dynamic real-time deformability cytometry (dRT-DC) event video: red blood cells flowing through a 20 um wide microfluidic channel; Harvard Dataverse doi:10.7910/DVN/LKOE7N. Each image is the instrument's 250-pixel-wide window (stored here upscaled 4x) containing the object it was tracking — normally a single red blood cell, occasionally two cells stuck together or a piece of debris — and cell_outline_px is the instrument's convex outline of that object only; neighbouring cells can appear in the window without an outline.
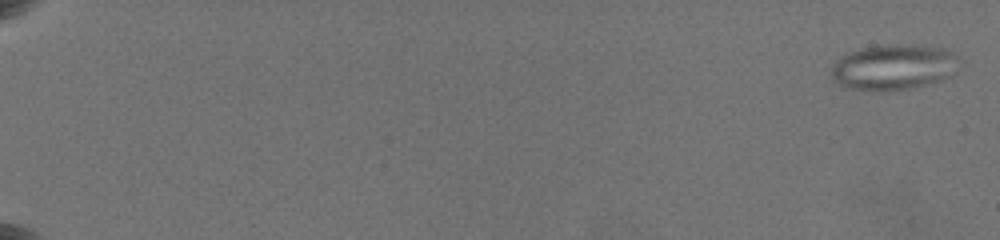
{"species": "common noctule bat (a hibernating species)", "species_latin": "Nyctalus noctula", "temperature_condition": "warm", "stored_images_in_passage": 46, "camera_frame_rate_fps": 3000, "um_per_image_px": 0.085, "animal": {"sex": "female", "body_mass_g": 19.5, "forearm_length_mm": 54.1}, "frame": {"image": 1, "passage_image": 2, "time_ms": 0.333, "image_size_px": [1000, 240], "cell_outline_px": [[956, 56], [952, 76], [940, 80], [912, 88], [880, 92], [840, 88], [832, 80], [832, 64], [840, 56], [848, 52], [860, 48], [888, 44], [908, 44], [944, 48], [952, 52]], "centroid_in_image_um": [75.84, 5.72], "position_along_channel_um": 9.2, "area_um2": 34.33}}
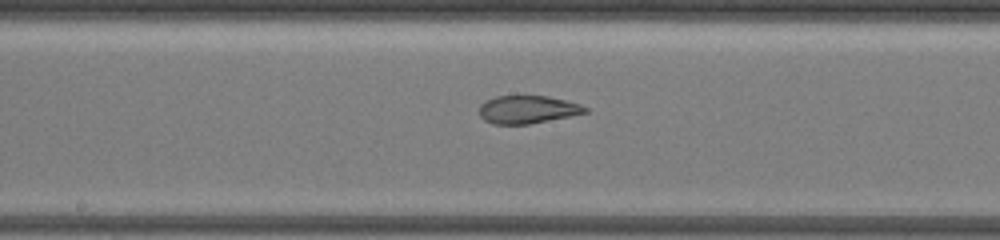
{"frame": {"image": 2, "passage_image": 27, "time_ms": 11.667, "image_size_px": [1000, 240], "cell_outline_px": [[588, 112], [528, 124], [492, 124], [484, 120], [480, 116], [480, 104], [484, 100], [496, 96], [548, 96], [580, 104], [588, 108]], "centroid_in_image_um": [44.8, 9.3], "position_along_channel_um": 203.4, "area_um2": 17.11}}
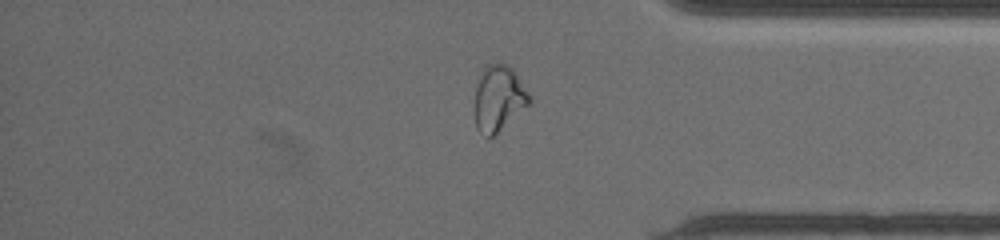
{"frame": {"image": 3, "passage_image": 40, "time_ms": 17.0, "image_size_px": [1000, 240], "cell_outline_px": [[532, 100], [528, 104], [492, 136], [488, 136], [480, 132], [476, 128], [472, 104], [476, 84], [484, 68], [488, 64], [508, 64], [512, 68], [532, 96]], "centroid_in_image_um": [42.34, 8.33], "position_along_channel_um": 392.9, "area_um2": 20.92}, "authors_computed_cell_mechanics": {"area_um2": 22.9466, "velocity_mm_per_s": 3.7066, "shape_relaxation_time_tau1_ms": null, "shape_relaxation_time_tau2_ms": 1.3424, "deformation_change_tau1": null, "deformation_change_tau2": 0.0913}}